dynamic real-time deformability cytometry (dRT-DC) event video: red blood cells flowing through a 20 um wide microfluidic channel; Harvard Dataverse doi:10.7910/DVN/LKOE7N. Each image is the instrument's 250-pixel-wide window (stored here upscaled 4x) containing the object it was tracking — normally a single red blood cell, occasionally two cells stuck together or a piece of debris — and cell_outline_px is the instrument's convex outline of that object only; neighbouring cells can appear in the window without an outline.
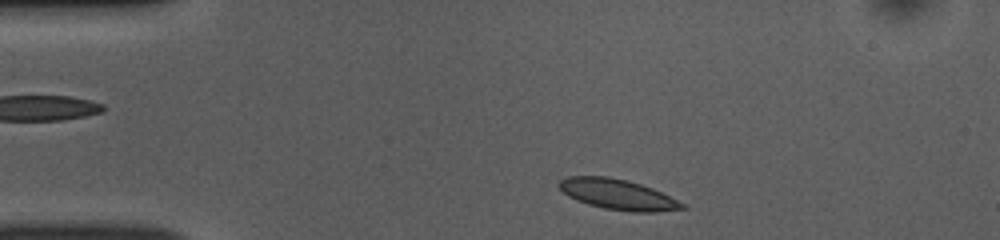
{"species": "common noctule bat (a hibernating species)", "species_latin": "Nyctalus noctula", "temperature_condition": "room temperature", "stored_images_in_passage": 44, "camera_frame_rate_fps": 3000, "um_per_image_px": 0.085, "animal": {"sex": "female", "body_mass_g": 10.0, "forearm_length_mm": 53.1}, "frame": {"image": 1, "passage_image": 2, "time_ms": 0.333, "image_size_px": [1000, 240], "cell_outline_px": [[688, 208], [656, 212], [632, 212], [604, 208], [588, 204], [576, 200], [568, 196], [560, 188], [560, 180], [568, 176], [608, 176], [628, 180], [652, 188], [684, 204]], "centroid_in_image_um": [52.51, 16.52], "position_along_channel_um": 32.5, "area_um2": 21.62}}
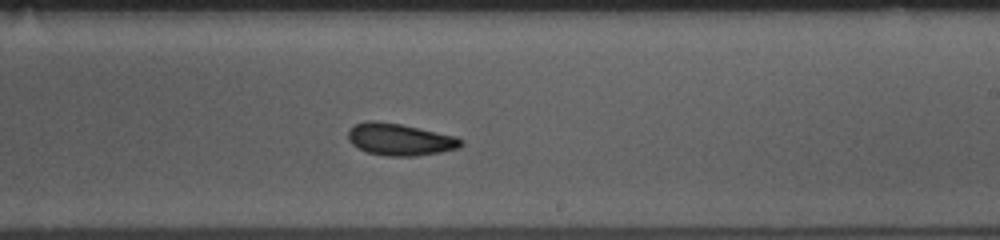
{"frame": {"image": 2, "passage_image": 23, "time_ms": 7.333, "image_size_px": [1000, 240], "cell_outline_px": [[464, 144], [460, 148], [440, 152], [416, 156], [384, 156], [368, 152], [352, 144], [348, 140], [348, 128], [356, 124], [368, 120], [376, 120], [400, 124], [456, 136], [464, 140]], "centroid_in_image_um": [34.0, 11.85], "position_along_channel_um": 255.0, "area_um2": 21.15}}
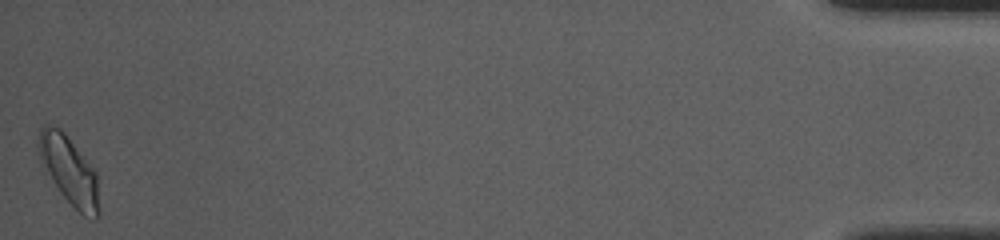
{"frame": {"image": 3, "passage_image": 44, "time_ms": 14.333, "image_size_px": [1000, 240], "cell_outline_px": [[100, 216], [96, 220], [92, 220], [84, 216], [60, 192], [40, 164], [36, 144], [36, 140], [40, 128], [48, 124], [60, 128], [64, 132], [96, 172], [100, 212]], "centroid_in_image_um": [5.85, 14.49], "position_along_channel_um": 429.4, "area_um2": 24.28}, "authors_computed_cell_mechanics": {"area_um2": 21.0681, "velocity_mm_per_s": 3.8093, "shape_relaxation_time_tau1_ms": 5.2082, "shape_relaxation_time_tau2_ms": 4.7343, "deformation_change_tau1": 0.1195, "deformation_change_tau2": 0.0841}}